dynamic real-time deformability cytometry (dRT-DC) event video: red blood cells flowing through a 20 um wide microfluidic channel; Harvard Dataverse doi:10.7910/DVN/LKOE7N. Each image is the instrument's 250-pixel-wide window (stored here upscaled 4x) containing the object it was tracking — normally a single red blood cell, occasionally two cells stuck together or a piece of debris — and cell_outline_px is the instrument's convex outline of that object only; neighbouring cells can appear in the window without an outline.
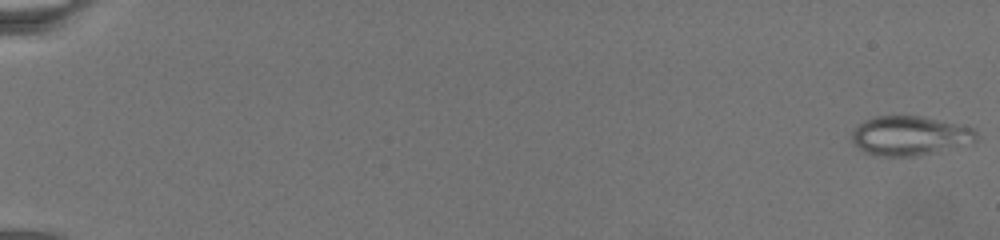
{"species": "common noctule bat (a hibernating species)", "species_latin": "Nyctalus noctula", "temperature_condition": "warm", "stored_images_in_passage": 56, "camera_frame_rate_fps": 3000, "um_per_image_px": 0.085, "animal": {"sex": "female", "body_mass_g": 19.5, "forearm_length_mm": 54.1}, "frame": {"image": 1, "passage_image": 1, "time_ms": 0.0, "image_size_px": [1000, 240], "cell_outline_px": [[980, 136], [972, 144], [912, 156], [880, 156], [864, 152], [852, 140], [852, 132], [864, 120], [872, 116], [920, 116], [976, 128]], "centroid_in_image_um": [77.38, 11.53], "position_along_channel_um": 7.6, "area_um2": 28.5}}
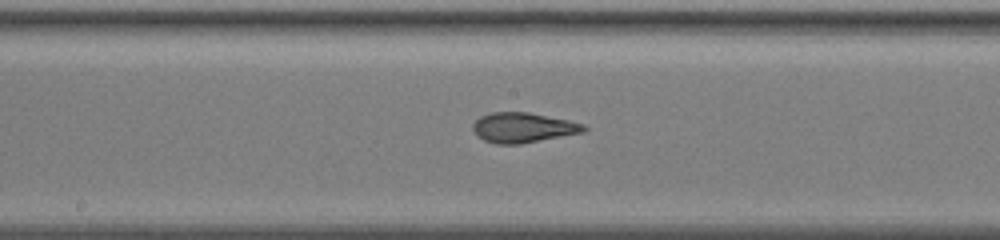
{"frame": {"image": 2, "passage_image": 30, "time_ms": 13.667, "image_size_px": [1000, 240], "cell_outline_px": [[588, 128], [584, 132], [520, 144], [496, 144], [484, 140], [476, 136], [472, 128], [472, 124], [480, 116], [492, 112], [528, 112], [568, 120], [584, 124]], "centroid_in_image_um": [44.43, 10.85], "position_along_channel_um": 203.8, "area_um2": 19.42}}
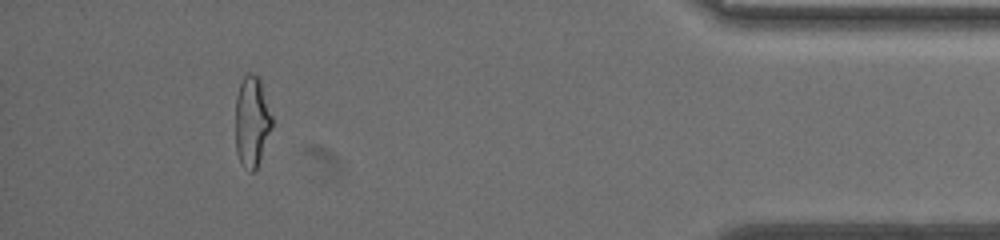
{"frame": {"image": 3, "passage_image": 51, "time_ms": 22.333, "image_size_px": [1000, 240], "cell_outline_px": [[272, 128], [256, 172], [248, 172], [240, 160], [236, 152], [236, 96], [240, 84], [244, 76], [248, 72], [252, 72], [260, 76], [272, 116]], "centroid_in_image_um": [21.43, 10.32], "position_along_channel_um": 413.8, "area_um2": 19.65}}